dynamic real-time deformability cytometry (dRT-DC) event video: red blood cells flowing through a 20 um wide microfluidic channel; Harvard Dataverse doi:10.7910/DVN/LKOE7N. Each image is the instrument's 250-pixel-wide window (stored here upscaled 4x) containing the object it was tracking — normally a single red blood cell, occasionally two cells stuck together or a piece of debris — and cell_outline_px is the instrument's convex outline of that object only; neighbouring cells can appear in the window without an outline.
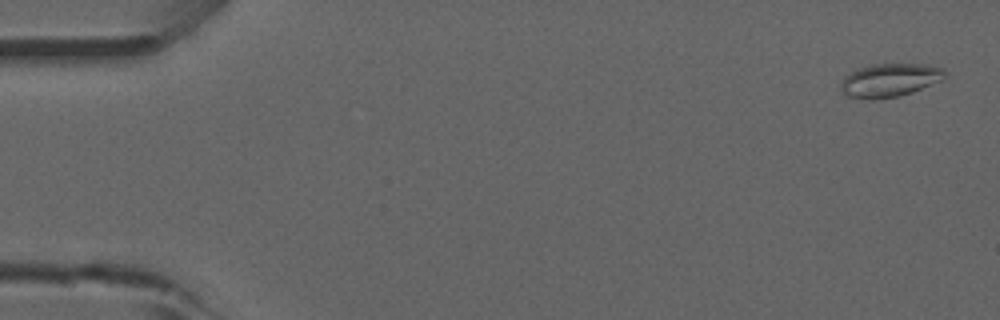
{"species": "common noctule bat (a hibernating species)", "species_latin": "Nyctalus noctula", "temperature_condition": "room temperature", "stored_images_in_passage": 8, "camera_frame_rate_fps": 3000, "um_per_image_px": 0.085, "animal": {"sex": "male", "forearm_length_mm": 52.5}, "frame": {"image": 1, "passage_image": 2, "time_ms": 0.333, "image_size_px": [1000, 320], "cell_outline_px": [[948, 76], [944, 80], [912, 92], [900, 96], [872, 100], [868, 100], [848, 96], [840, 92], [840, 84], [844, 76], [860, 68], [872, 64], [920, 64], [940, 68]], "centroid_in_image_um": [75.6, 6.84], "position_along_channel_um": 9.4, "area_um2": 20.35}}